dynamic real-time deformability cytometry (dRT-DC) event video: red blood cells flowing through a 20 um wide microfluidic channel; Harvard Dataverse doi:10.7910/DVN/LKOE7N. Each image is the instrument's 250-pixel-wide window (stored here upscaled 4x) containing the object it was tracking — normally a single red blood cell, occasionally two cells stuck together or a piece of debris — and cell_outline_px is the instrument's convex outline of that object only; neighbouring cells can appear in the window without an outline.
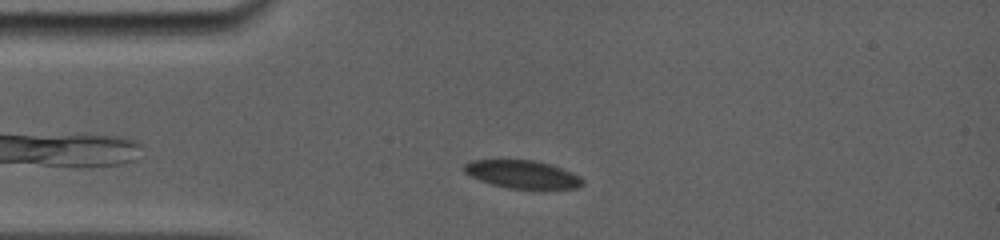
{"species": "common noctule bat (a hibernating species)", "species_latin": "Nyctalus noctula", "temperature_condition": "room temperature", "stored_images_in_passage": 48, "camera_frame_rate_fps": 5000, "um_per_image_px": 0.085, "animal": {"sex": "female", "body_mass_g": 19.0, "forearm_length_mm": 56.7}, "frame": {"image": 1, "passage_image": 9, "time_ms": 2.0, "image_size_px": [1000, 240], "cell_outline_px": [[584, 184], [580, 188], [544, 192], [508, 188], [492, 184], [480, 180], [464, 172], [464, 164], [472, 160], [536, 160], [552, 164], [572, 172], [580, 176], [584, 180]], "centroid_in_image_um": [44.54, 14.87], "position_along_channel_um": 40.5, "area_um2": 20.29}}
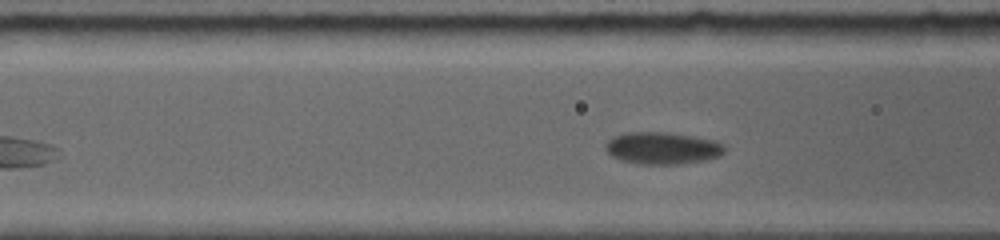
{"frame": {"image": 2, "passage_image": 19, "time_ms": 4.4, "image_size_px": [1000, 240], "cell_outline_px": [[724, 152], [720, 156], [704, 160], [684, 164], [644, 164], [620, 160], [612, 156], [604, 148], [604, 144], [612, 136], [624, 132], [664, 132], [692, 136], [716, 140], [724, 144]], "centroid_in_image_um": [56.29, 12.58], "position_along_channel_um": 110.3, "area_um2": 22.43}}
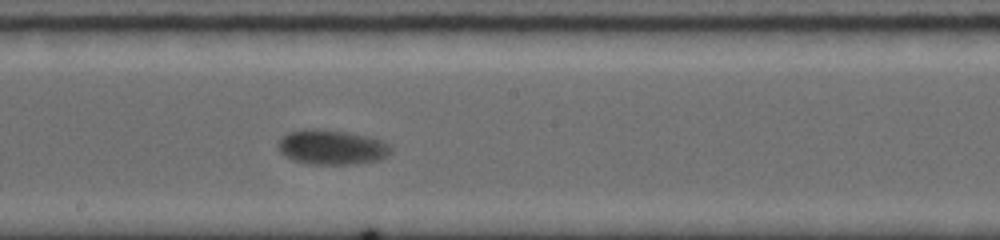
{"frame": {"image": 3, "passage_image": 31, "time_ms": 7.4, "image_size_px": [1000, 240], "cell_outline_px": [[392, 152], [380, 160], [352, 164], [308, 164], [292, 160], [280, 152], [276, 144], [288, 132], [304, 128], [320, 128], [348, 132], [380, 140], [388, 144], [392, 148]], "centroid_in_image_um": [28.17, 12.51], "position_along_channel_um": 220.0, "area_um2": 23.0}}